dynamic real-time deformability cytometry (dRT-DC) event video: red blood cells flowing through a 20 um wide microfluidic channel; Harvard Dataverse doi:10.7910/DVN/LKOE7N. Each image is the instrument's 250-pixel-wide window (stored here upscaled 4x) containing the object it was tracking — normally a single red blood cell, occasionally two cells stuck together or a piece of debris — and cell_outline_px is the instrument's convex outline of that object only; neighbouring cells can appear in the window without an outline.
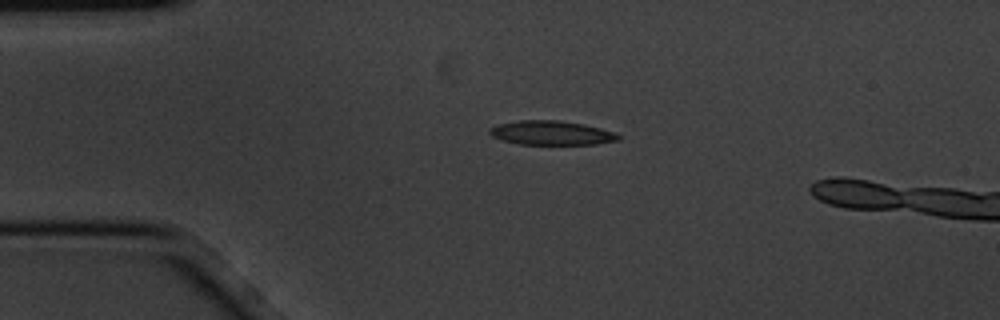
{"species": "common noctule bat (a hibernating species)", "species_latin": "Nyctalus noctula", "temperature_condition": "cold", "stored_images_in_passage": 4, "camera_frame_rate_fps": 3000, "um_per_image_px": 0.085, "animal": {"sex": "male", "body_mass_g": 20.1, "forearm_length_mm": 53.5}, "frame": {"image": 1, "passage_image": 2, "time_ms": 0.333, "image_size_px": [1000, 320], "cell_outline_px": [[620, 140], [596, 144], [520, 144], [504, 140], [492, 136], [488, 132], [488, 128], [500, 124], [520, 120], [560, 120], [584, 124], [616, 132], [620, 136]], "centroid_in_image_um": [46.9, 11.29], "position_along_channel_um": 38.1, "area_um2": 18.09}}